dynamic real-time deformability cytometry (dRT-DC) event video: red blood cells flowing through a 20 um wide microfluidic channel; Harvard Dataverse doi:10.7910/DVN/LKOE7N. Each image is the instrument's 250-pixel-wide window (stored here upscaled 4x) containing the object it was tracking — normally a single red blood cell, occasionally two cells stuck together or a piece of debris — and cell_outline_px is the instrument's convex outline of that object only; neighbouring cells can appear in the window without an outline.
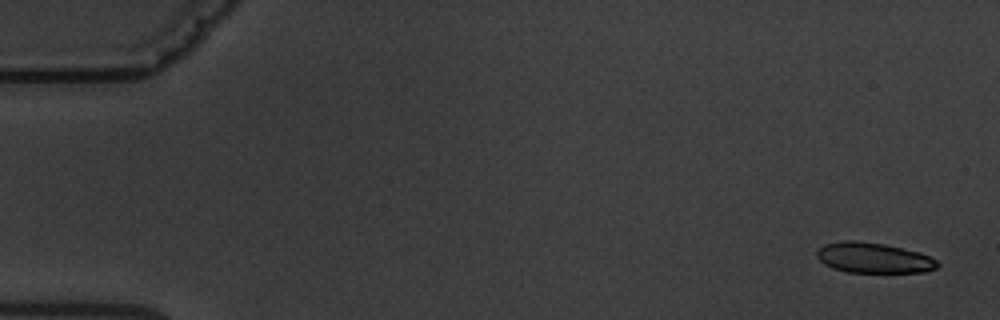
{"species": "common noctule bat (a hibernating species)", "species_latin": "Nyctalus noctula", "temperature_condition": "warm", "stored_images_in_passage": 4, "segment_of_instrument_passage": [2, 2], "camera_frame_rate_fps": 3000, "um_per_image_px": 0.085, "animal": {"sex": "male", "body_mass_g": 19.5, "forearm_length_mm": 54.6}, "frame": {"image": 1, "passage_image": 4, "time_ms": 4.667, "image_size_px": [1000, 320], "cell_outline_px": [[940, 264], [936, 268], [924, 272], [848, 272], [832, 268], [824, 264], [816, 256], [816, 252], [824, 244], [844, 240], [856, 240], [884, 244], [920, 252], [936, 260]], "centroid_in_image_um": [74.24, 21.91], "position_along_channel_um": 10.8, "area_um2": 21.33}}